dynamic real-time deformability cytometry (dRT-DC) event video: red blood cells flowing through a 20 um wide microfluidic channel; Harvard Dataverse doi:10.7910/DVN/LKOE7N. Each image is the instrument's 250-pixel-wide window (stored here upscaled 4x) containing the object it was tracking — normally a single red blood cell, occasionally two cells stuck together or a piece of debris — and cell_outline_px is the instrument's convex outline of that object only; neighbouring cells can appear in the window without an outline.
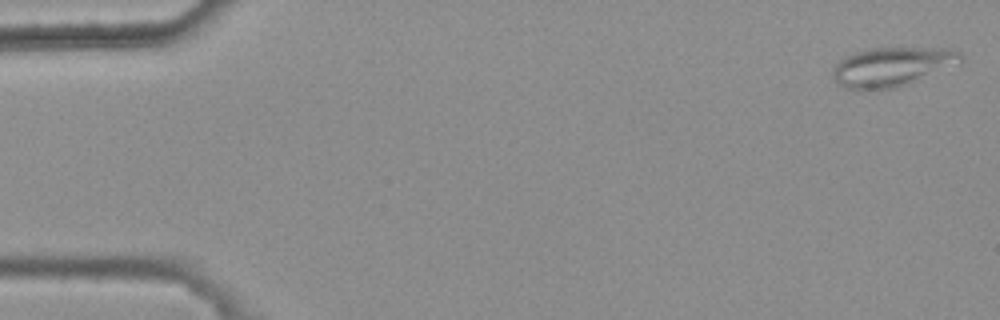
{"species": "common noctule bat (a hibernating species)", "species_latin": "Nyctalus noctula", "temperature_condition": "warm", "stored_images_in_passage": 5, "camera_frame_rate_fps": 3000, "um_per_image_px": 0.085, "animal": {"sex": "female", "body_mass_g": 25.1}, "frame": {"image": 1, "passage_image": 1, "time_ms": 0.0, "image_size_px": [1000, 320], "cell_outline_px": [[964, 60], [908, 84], [892, 88], [844, 88], [832, 76], [832, 68], [840, 60], [852, 52], [868, 48], [900, 44], [948, 48], [960, 52]], "centroid_in_image_um": [75.84, 5.57], "position_along_channel_um": 9.2, "area_um2": 29.82}}